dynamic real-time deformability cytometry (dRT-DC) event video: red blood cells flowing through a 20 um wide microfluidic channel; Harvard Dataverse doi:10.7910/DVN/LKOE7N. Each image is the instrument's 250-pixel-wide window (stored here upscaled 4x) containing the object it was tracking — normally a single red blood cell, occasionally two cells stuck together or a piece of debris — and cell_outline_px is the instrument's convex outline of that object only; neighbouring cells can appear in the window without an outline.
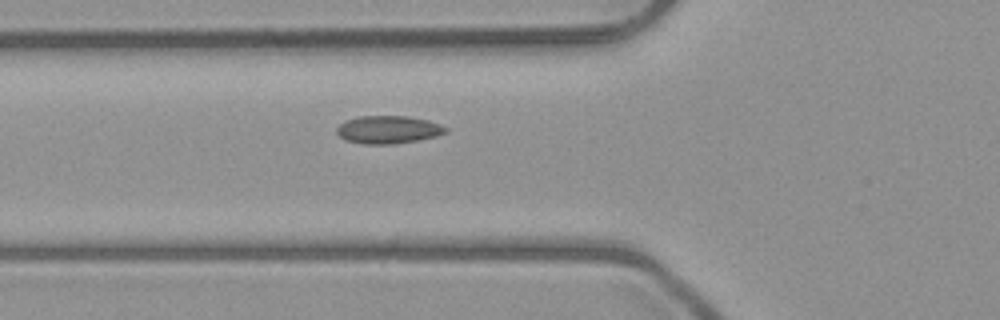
{"species": "common noctule bat (a hibernating species)", "species_latin": "Nyctalus noctula", "temperature_condition": "room temperature", "stored_images_in_passage": 4, "camera_frame_rate_fps": 3000, "um_per_image_px": 0.085, "animal": {"sex": "male", "body_mass_g": 23.1, "forearm_length_mm": 52.7}, "frame": {"image": 1, "passage_image": 4, "time_ms": 4.333, "image_size_px": [1000, 320], "cell_outline_px": [[448, 132], [436, 136], [416, 140], [392, 144], [364, 144], [344, 140], [336, 132], [336, 128], [344, 120], [356, 116], [408, 116], [428, 120], [440, 124], [448, 128]], "centroid_in_image_um": [32.97, 11.01], "position_along_channel_um": 92.8, "area_um2": 17.8}}